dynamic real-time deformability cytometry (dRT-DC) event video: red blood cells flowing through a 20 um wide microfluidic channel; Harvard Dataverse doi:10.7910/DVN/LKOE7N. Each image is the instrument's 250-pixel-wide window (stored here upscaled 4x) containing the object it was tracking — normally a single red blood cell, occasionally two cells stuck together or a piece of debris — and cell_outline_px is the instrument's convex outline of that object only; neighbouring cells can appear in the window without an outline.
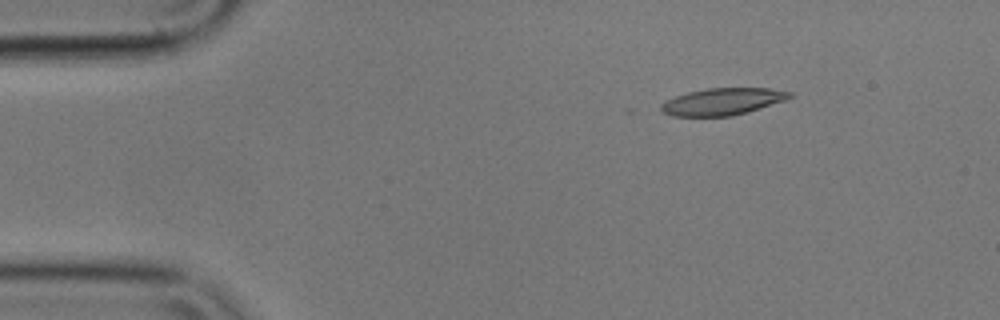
{"species": "common noctule bat (a hibernating species)", "species_latin": "Nyctalus noctula", "temperature_condition": "cold", "stored_images_in_passage": 4, "camera_frame_rate_fps": 3000, "um_per_image_px": 0.085, "animal": {"sex": "male", "body_mass_g": 17.9}, "frame": {"image": 1, "passage_image": 1, "time_ms": 0.0, "image_size_px": [1000, 320], "cell_outline_px": [[792, 96], [788, 100], [748, 112], [732, 116], [672, 116], [664, 112], [660, 108], [660, 104], [676, 96], [688, 92], [708, 88], [768, 88], [792, 92]], "centroid_in_image_um": [61.47, 8.63], "position_along_channel_um": 23.5, "area_um2": 20.23}}
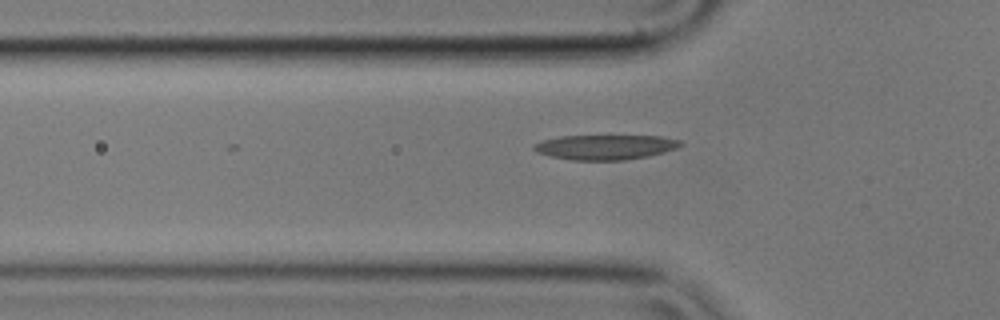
{"frame": {"image": 2, "passage_image": 4, "time_ms": 1.0, "image_size_px": [1000, 320], "cell_outline_px": [[684, 144], [676, 148], [664, 152], [648, 156], [624, 160], [572, 160], [552, 156], [536, 152], [532, 148], [532, 144], [540, 140], [560, 136], [660, 136], [680, 140]], "centroid_in_image_um": [51.42, 12.5], "position_along_channel_um": 74.4, "area_um2": 21.27}}